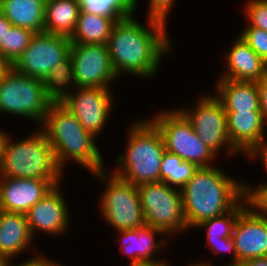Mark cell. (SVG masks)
Instances as JSON below:
<instances>
[{"mask_svg":"<svg viewBox=\"0 0 267 266\" xmlns=\"http://www.w3.org/2000/svg\"><path fill=\"white\" fill-rule=\"evenodd\" d=\"M145 20L143 24L132 16L117 21L112 28L106 45L118 78L153 79L164 57L174 50L168 23L150 17Z\"/></svg>","mask_w":267,"mask_h":266,"instance_id":"obj_1","label":"cell"},{"mask_svg":"<svg viewBox=\"0 0 267 266\" xmlns=\"http://www.w3.org/2000/svg\"><path fill=\"white\" fill-rule=\"evenodd\" d=\"M217 166L198 168L181 188L187 229L231 211L245 197L244 179Z\"/></svg>","mask_w":267,"mask_h":266,"instance_id":"obj_2","label":"cell"},{"mask_svg":"<svg viewBox=\"0 0 267 266\" xmlns=\"http://www.w3.org/2000/svg\"><path fill=\"white\" fill-rule=\"evenodd\" d=\"M39 128L46 135L63 171L70 161L87 169L91 174L107 169L103 161L104 156L96 142L98 139L85 130L61 103L51 105Z\"/></svg>","mask_w":267,"mask_h":266,"instance_id":"obj_3","label":"cell"},{"mask_svg":"<svg viewBox=\"0 0 267 266\" xmlns=\"http://www.w3.org/2000/svg\"><path fill=\"white\" fill-rule=\"evenodd\" d=\"M127 130L124 152L116 155L113 174L138 186L160 182L165 144L161 132L147 117L133 120Z\"/></svg>","mask_w":267,"mask_h":266,"instance_id":"obj_4","label":"cell"},{"mask_svg":"<svg viewBox=\"0 0 267 266\" xmlns=\"http://www.w3.org/2000/svg\"><path fill=\"white\" fill-rule=\"evenodd\" d=\"M6 130L0 178L56 180L62 185L63 171L46 135L39 127L15 141Z\"/></svg>","mask_w":267,"mask_h":266,"instance_id":"obj_5","label":"cell"},{"mask_svg":"<svg viewBox=\"0 0 267 266\" xmlns=\"http://www.w3.org/2000/svg\"><path fill=\"white\" fill-rule=\"evenodd\" d=\"M91 175L104 186V192L98 196V214L102 221L115 229V232L146 225L137 186L106 172V169Z\"/></svg>","mask_w":267,"mask_h":266,"instance_id":"obj_6","label":"cell"},{"mask_svg":"<svg viewBox=\"0 0 267 266\" xmlns=\"http://www.w3.org/2000/svg\"><path fill=\"white\" fill-rule=\"evenodd\" d=\"M52 104L41 79L23 75L13 67L0 84V114L20 116L40 127Z\"/></svg>","mask_w":267,"mask_h":266,"instance_id":"obj_7","label":"cell"},{"mask_svg":"<svg viewBox=\"0 0 267 266\" xmlns=\"http://www.w3.org/2000/svg\"><path fill=\"white\" fill-rule=\"evenodd\" d=\"M145 224L161 230L170 240L187 232L181 189L164 182L137 186Z\"/></svg>","mask_w":267,"mask_h":266,"instance_id":"obj_8","label":"cell"},{"mask_svg":"<svg viewBox=\"0 0 267 266\" xmlns=\"http://www.w3.org/2000/svg\"><path fill=\"white\" fill-rule=\"evenodd\" d=\"M195 105L187 102L177 109L191 123L193 130L199 139L211 149L217 156L221 152L233 159L241 155L231 144L227 131V116L222 103L214 95V92L198 95ZM185 105H187L185 107ZM189 106V108H188ZM191 106V107H190ZM223 150V151H220Z\"/></svg>","mask_w":267,"mask_h":266,"instance_id":"obj_9","label":"cell"},{"mask_svg":"<svg viewBox=\"0 0 267 266\" xmlns=\"http://www.w3.org/2000/svg\"><path fill=\"white\" fill-rule=\"evenodd\" d=\"M163 110L149 119L161 132L166 151L199 168L215 166L217 155L199 139L187 118L177 108Z\"/></svg>","mask_w":267,"mask_h":266,"instance_id":"obj_10","label":"cell"},{"mask_svg":"<svg viewBox=\"0 0 267 266\" xmlns=\"http://www.w3.org/2000/svg\"><path fill=\"white\" fill-rule=\"evenodd\" d=\"M71 43L68 36L35 33L12 66L23 75L43 80L56 64L69 56Z\"/></svg>","mask_w":267,"mask_h":266,"instance_id":"obj_11","label":"cell"},{"mask_svg":"<svg viewBox=\"0 0 267 266\" xmlns=\"http://www.w3.org/2000/svg\"><path fill=\"white\" fill-rule=\"evenodd\" d=\"M112 91L101 87H77L61 104L77 118L85 130L99 138L115 107V94Z\"/></svg>","mask_w":267,"mask_h":266,"instance_id":"obj_12","label":"cell"},{"mask_svg":"<svg viewBox=\"0 0 267 266\" xmlns=\"http://www.w3.org/2000/svg\"><path fill=\"white\" fill-rule=\"evenodd\" d=\"M69 55L77 87L112 89L114 82L119 80L107 45L71 43Z\"/></svg>","mask_w":267,"mask_h":266,"instance_id":"obj_13","label":"cell"},{"mask_svg":"<svg viewBox=\"0 0 267 266\" xmlns=\"http://www.w3.org/2000/svg\"><path fill=\"white\" fill-rule=\"evenodd\" d=\"M117 235L118 244H121L119 251L130 258L127 266L171 265L164 257L158 256L170 244L169 238L161 230L144 225L137 229L117 231Z\"/></svg>","mask_w":267,"mask_h":266,"instance_id":"obj_14","label":"cell"},{"mask_svg":"<svg viewBox=\"0 0 267 266\" xmlns=\"http://www.w3.org/2000/svg\"><path fill=\"white\" fill-rule=\"evenodd\" d=\"M62 190L60 184L54 186L27 211L26 217L34 239L43 233L44 236L63 237L70 230L72 225L69 218L70 209H68L70 205L65 201Z\"/></svg>","mask_w":267,"mask_h":266,"instance_id":"obj_15","label":"cell"},{"mask_svg":"<svg viewBox=\"0 0 267 266\" xmlns=\"http://www.w3.org/2000/svg\"><path fill=\"white\" fill-rule=\"evenodd\" d=\"M232 237L237 266L249 259L267 256V218L258 215L249 205L239 214Z\"/></svg>","mask_w":267,"mask_h":266,"instance_id":"obj_16","label":"cell"},{"mask_svg":"<svg viewBox=\"0 0 267 266\" xmlns=\"http://www.w3.org/2000/svg\"><path fill=\"white\" fill-rule=\"evenodd\" d=\"M56 185V180L0 178V210L26 214Z\"/></svg>","mask_w":267,"mask_h":266,"instance_id":"obj_17","label":"cell"},{"mask_svg":"<svg viewBox=\"0 0 267 266\" xmlns=\"http://www.w3.org/2000/svg\"><path fill=\"white\" fill-rule=\"evenodd\" d=\"M224 50L223 72L216 79L258 82L267 75V64L251 49L240 35Z\"/></svg>","mask_w":267,"mask_h":266,"instance_id":"obj_18","label":"cell"},{"mask_svg":"<svg viewBox=\"0 0 267 266\" xmlns=\"http://www.w3.org/2000/svg\"><path fill=\"white\" fill-rule=\"evenodd\" d=\"M227 131L232 146L246 156L255 146L267 140V128L261 111H225Z\"/></svg>","mask_w":267,"mask_h":266,"instance_id":"obj_19","label":"cell"},{"mask_svg":"<svg viewBox=\"0 0 267 266\" xmlns=\"http://www.w3.org/2000/svg\"><path fill=\"white\" fill-rule=\"evenodd\" d=\"M35 240L30 231L26 214L0 210L1 255L9 261L16 260L19 255L27 252V250L31 251L29 253L33 252L35 254L41 251L34 244Z\"/></svg>","mask_w":267,"mask_h":266,"instance_id":"obj_20","label":"cell"},{"mask_svg":"<svg viewBox=\"0 0 267 266\" xmlns=\"http://www.w3.org/2000/svg\"><path fill=\"white\" fill-rule=\"evenodd\" d=\"M214 86L225 111H260L257 82L217 79Z\"/></svg>","mask_w":267,"mask_h":266,"instance_id":"obj_21","label":"cell"},{"mask_svg":"<svg viewBox=\"0 0 267 266\" xmlns=\"http://www.w3.org/2000/svg\"><path fill=\"white\" fill-rule=\"evenodd\" d=\"M47 0H0V11L12 26L44 32L45 5Z\"/></svg>","mask_w":267,"mask_h":266,"instance_id":"obj_22","label":"cell"},{"mask_svg":"<svg viewBox=\"0 0 267 266\" xmlns=\"http://www.w3.org/2000/svg\"><path fill=\"white\" fill-rule=\"evenodd\" d=\"M80 10L78 0H47L44 32L70 37L76 28Z\"/></svg>","mask_w":267,"mask_h":266,"instance_id":"obj_23","label":"cell"},{"mask_svg":"<svg viewBox=\"0 0 267 266\" xmlns=\"http://www.w3.org/2000/svg\"><path fill=\"white\" fill-rule=\"evenodd\" d=\"M124 18H110L80 10L76 28L69 37L72 43L107 44L113 26Z\"/></svg>","mask_w":267,"mask_h":266,"instance_id":"obj_24","label":"cell"},{"mask_svg":"<svg viewBox=\"0 0 267 266\" xmlns=\"http://www.w3.org/2000/svg\"><path fill=\"white\" fill-rule=\"evenodd\" d=\"M47 97L53 103H61L76 88L73 63L70 55L58 63L42 80Z\"/></svg>","mask_w":267,"mask_h":266,"instance_id":"obj_25","label":"cell"},{"mask_svg":"<svg viewBox=\"0 0 267 266\" xmlns=\"http://www.w3.org/2000/svg\"><path fill=\"white\" fill-rule=\"evenodd\" d=\"M194 163L184 161L176 154L165 151L160 168V182L181 189L198 170Z\"/></svg>","mask_w":267,"mask_h":266,"instance_id":"obj_26","label":"cell"},{"mask_svg":"<svg viewBox=\"0 0 267 266\" xmlns=\"http://www.w3.org/2000/svg\"><path fill=\"white\" fill-rule=\"evenodd\" d=\"M248 206L246 197H244L231 211L208 219L197 225L198 231L202 229L205 232L206 241H217L221 238L232 237L233 228L239 214Z\"/></svg>","mask_w":267,"mask_h":266,"instance_id":"obj_27","label":"cell"},{"mask_svg":"<svg viewBox=\"0 0 267 266\" xmlns=\"http://www.w3.org/2000/svg\"><path fill=\"white\" fill-rule=\"evenodd\" d=\"M84 12L110 18H129L136 15V0H78ZM135 14V15H134Z\"/></svg>","mask_w":267,"mask_h":266,"instance_id":"obj_28","label":"cell"},{"mask_svg":"<svg viewBox=\"0 0 267 266\" xmlns=\"http://www.w3.org/2000/svg\"><path fill=\"white\" fill-rule=\"evenodd\" d=\"M34 35L30 29L12 26L6 31L3 41H0V56L13 64L30 44Z\"/></svg>","mask_w":267,"mask_h":266,"instance_id":"obj_29","label":"cell"},{"mask_svg":"<svg viewBox=\"0 0 267 266\" xmlns=\"http://www.w3.org/2000/svg\"><path fill=\"white\" fill-rule=\"evenodd\" d=\"M244 181L248 205L260 216L267 218V182L257 184Z\"/></svg>","mask_w":267,"mask_h":266,"instance_id":"obj_30","label":"cell"},{"mask_svg":"<svg viewBox=\"0 0 267 266\" xmlns=\"http://www.w3.org/2000/svg\"><path fill=\"white\" fill-rule=\"evenodd\" d=\"M243 8L247 26L267 31V0H248Z\"/></svg>","mask_w":267,"mask_h":266,"instance_id":"obj_31","label":"cell"},{"mask_svg":"<svg viewBox=\"0 0 267 266\" xmlns=\"http://www.w3.org/2000/svg\"><path fill=\"white\" fill-rule=\"evenodd\" d=\"M239 32L242 39L267 64V31L258 27L246 26Z\"/></svg>","mask_w":267,"mask_h":266,"instance_id":"obj_32","label":"cell"},{"mask_svg":"<svg viewBox=\"0 0 267 266\" xmlns=\"http://www.w3.org/2000/svg\"><path fill=\"white\" fill-rule=\"evenodd\" d=\"M139 0H136V6L138 7ZM176 0H148L147 11L145 12L147 17L158 19L165 23L168 22L170 11L175 8Z\"/></svg>","mask_w":267,"mask_h":266,"instance_id":"obj_33","label":"cell"},{"mask_svg":"<svg viewBox=\"0 0 267 266\" xmlns=\"http://www.w3.org/2000/svg\"><path fill=\"white\" fill-rule=\"evenodd\" d=\"M205 247L209 248L215 256L220 254L226 255L228 253L227 255H230L231 260L227 266H237V254L235 251L233 237L221 238V240L217 241H206Z\"/></svg>","mask_w":267,"mask_h":266,"instance_id":"obj_34","label":"cell"},{"mask_svg":"<svg viewBox=\"0 0 267 266\" xmlns=\"http://www.w3.org/2000/svg\"><path fill=\"white\" fill-rule=\"evenodd\" d=\"M55 258H50L49 255L43 253V251L37 252V254H31L27 260L22 263L14 264V260H9L7 266H56L59 261L54 260Z\"/></svg>","mask_w":267,"mask_h":266,"instance_id":"obj_35","label":"cell"},{"mask_svg":"<svg viewBox=\"0 0 267 266\" xmlns=\"http://www.w3.org/2000/svg\"><path fill=\"white\" fill-rule=\"evenodd\" d=\"M249 161H260L267 174V140L255 146L246 156ZM257 158V159H256Z\"/></svg>","mask_w":267,"mask_h":266,"instance_id":"obj_36","label":"cell"},{"mask_svg":"<svg viewBox=\"0 0 267 266\" xmlns=\"http://www.w3.org/2000/svg\"><path fill=\"white\" fill-rule=\"evenodd\" d=\"M259 92L260 111L267 127V75L257 82Z\"/></svg>","mask_w":267,"mask_h":266,"instance_id":"obj_37","label":"cell"},{"mask_svg":"<svg viewBox=\"0 0 267 266\" xmlns=\"http://www.w3.org/2000/svg\"><path fill=\"white\" fill-rule=\"evenodd\" d=\"M12 67L13 66L10 61L0 56V84L4 80L5 75L10 71Z\"/></svg>","mask_w":267,"mask_h":266,"instance_id":"obj_38","label":"cell"},{"mask_svg":"<svg viewBox=\"0 0 267 266\" xmlns=\"http://www.w3.org/2000/svg\"><path fill=\"white\" fill-rule=\"evenodd\" d=\"M12 27V24L7 20L5 15L0 11V41H3L6 31Z\"/></svg>","mask_w":267,"mask_h":266,"instance_id":"obj_39","label":"cell"},{"mask_svg":"<svg viewBox=\"0 0 267 266\" xmlns=\"http://www.w3.org/2000/svg\"><path fill=\"white\" fill-rule=\"evenodd\" d=\"M240 266H267V256L249 259Z\"/></svg>","mask_w":267,"mask_h":266,"instance_id":"obj_40","label":"cell"},{"mask_svg":"<svg viewBox=\"0 0 267 266\" xmlns=\"http://www.w3.org/2000/svg\"><path fill=\"white\" fill-rule=\"evenodd\" d=\"M5 142H6V131L5 129L3 130V128H0V169L3 163V151Z\"/></svg>","mask_w":267,"mask_h":266,"instance_id":"obj_41","label":"cell"},{"mask_svg":"<svg viewBox=\"0 0 267 266\" xmlns=\"http://www.w3.org/2000/svg\"><path fill=\"white\" fill-rule=\"evenodd\" d=\"M204 261V262H203ZM203 261H201V262H192V263H190L189 265H186V266H215V264H213V263H210L208 260H207V262L205 261V260H203ZM213 264V265H212ZM225 266V265H224ZM227 266V265H226Z\"/></svg>","mask_w":267,"mask_h":266,"instance_id":"obj_42","label":"cell"},{"mask_svg":"<svg viewBox=\"0 0 267 266\" xmlns=\"http://www.w3.org/2000/svg\"><path fill=\"white\" fill-rule=\"evenodd\" d=\"M8 260L0 254V266H7Z\"/></svg>","mask_w":267,"mask_h":266,"instance_id":"obj_43","label":"cell"},{"mask_svg":"<svg viewBox=\"0 0 267 266\" xmlns=\"http://www.w3.org/2000/svg\"><path fill=\"white\" fill-rule=\"evenodd\" d=\"M63 263H58L56 266H65V265H62Z\"/></svg>","mask_w":267,"mask_h":266,"instance_id":"obj_44","label":"cell"}]
</instances>
